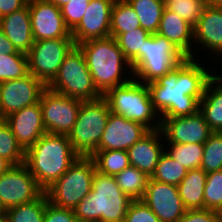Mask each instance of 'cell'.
Segmentation results:
<instances>
[{
	"label": "cell",
	"instance_id": "1",
	"mask_svg": "<svg viewBox=\"0 0 222 222\" xmlns=\"http://www.w3.org/2000/svg\"><path fill=\"white\" fill-rule=\"evenodd\" d=\"M204 61L187 58L166 75L147 84L153 107L161 118L190 116L199 110L207 83L219 70V67L211 69L210 61L207 65Z\"/></svg>",
	"mask_w": 222,
	"mask_h": 222
},
{
	"label": "cell",
	"instance_id": "2",
	"mask_svg": "<svg viewBox=\"0 0 222 222\" xmlns=\"http://www.w3.org/2000/svg\"><path fill=\"white\" fill-rule=\"evenodd\" d=\"M79 158L68 135L44 134L25 151L24 164L45 191Z\"/></svg>",
	"mask_w": 222,
	"mask_h": 222
},
{
	"label": "cell",
	"instance_id": "3",
	"mask_svg": "<svg viewBox=\"0 0 222 222\" xmlns=\"http://www.w3.org/2000/svg\"><path fill=\"white\" fill-rule=\"evenodd\" d=\"M77 46L84 53L94 84L102 95L133 79L132 67L114 37L92 39Z\"/></svg>",
	"mask_w": 222,
	"mask_h": 222
},
{
	"label": "cell",
	"instance_id": "4",
	"mask_svg": "<svg viewBox=\"0 0 222 222\" xmlns=\"http://www.w3.org/2000/svg\"><path fill=\"white\" fill-rule=\"evenodd\" d=\"M131 202L114 176L95 170L92 190L78 203L74 212L79 222H124Z\"/></svg>",
	"mask_w": 222,
	"mask_h": 222
},
{
	"label": "cell",
	"instance_id": "5",
	"mask_svg": "<svg viewBox=\"0 0 222 222\" xmlns=\"http://www.w3.org/2000/svg\"><path fill=\"white\" fill-rule=\"evenodd\" d=\"M103 98L111 113L140 123L149 131L160 129L161 117L153 107L147 84L133 78L108 90Z\"/></svg>",
	"mask_w": 222,
	"mask_h": 222
},
{
	"label": "cell",
	"instance_id": "6",
	"mask_svg": "<svg viewBox=\"0 0 222 222\" xmlns=\"http://www.w3.org/2000/svg\"><path fill=\"white\" fill-rule=\"evenodd\" d=\"M47 88L81 101H93L103 97L94 84L84 53L76 45L66 55L57 75Z\"/></svg>",
	"mask_w": 222,
	"mask_h": 222
},
{
	"label": "cell",
	"instance_id": "7",
	"mask_svg": "<svg viewBox=\"0 0 222 222\" xmlns=\"http://www.w3.org/2000/svg\"><path fill=\"white\" fill-rule=\"evenodd\" d=\"M110 113L103 97L81 102L76 122L68 134L72 148L79 157H91L96 152Z\"/></svg>",
	"mask_w": 222,
	"mask_h": 222
},
{
	"label": "cell",
	"instance_id": "8",
	"mask_svg": "<svg viewBox=\"0 0 222 222\" xmlns=\"http://www.w3.org/2000/svg\"><path fill=\"white\" fill-rule=\"evenodd\" d=\"M96 166L91 157H79L69 169L44 192L48 201L59 208L74 210L91 190Z\"/></svg>",
	"mask_w": 222,
	"mask_h": 222
},
{
	"label": "cell",
	"instance_id": "9",
	"mask_svg": "<svg viewBox=\"0 0 222 222\" xmlns=\"http://www.w3.org/2000/svg\"><path fill=\"white\" fill-rule=\"evenodd\" d=\"M188 57L172 42L157 33L152 34L144 46V57L133 67V78L148 84L166 75Z\"/></svg>",
	"mask_w": 222,
	"mask_h": 222
},
{
	"label": "cell",
	"instance_id": "10",
	"mask_svg": "<svg viewBox=\"0 0 222 222\" xmlns=\"http://www.w3.org/2000/svg\"><path fill=\"white\" fill-rule=\"evenodd\" d=\"M203 51H205L206 56H208L207 58H204V55H201L204 54L201 53ZM200 57H202L203 60L206 59V61H210V63L213 62L210 64L212 67H219L218 63L219 65L221 64L222 6L206 5L202 12V16L194 26L193 59L201 60ZM215 63L217 66L213 65Z\"/></svg>",
	"mask_w": 222,
	"mask_h": 222
},
{
	"label": "cell",
	"instance_id": "11",
	"mask_svg": "<svg viewBox=\"0 0 222 222\" xmlns=\"http://www.w3.org/2000/svg\"><path fill=\"white\" fill-rule=\"evenodd\" d=\"M74 46L73 39L35 41L27 53L29 73L47 86L57 75L64 58Z\"/></svg>",
	"mask_w": 222,
	"mask_h": 222
},
{
	"label": "cell",
	"instance_id": "12",
	"mask_svg": "<svg viewBox=\"0 0 222 222\" xmlns=\"http://www.w3.org/2000/svg\"><path fill=\"white\" fill-rule=\"evenodd\" d=\"M39 102L47 133L68 135L76 122L82 101L46 88Z\"/></svg>",
	"mask_w": 222,
	"mask_h": 222
},
{
	"label": "cell",
	"instance_id": "13",
	"mask_svg": "<svg viewBox=\"0 0 222 222\" xmlns=\"http://www.w3.org/2000/svg\"><path fill=\"white\" fill-rule=\"evenodd\" d=\"M43 192L24 163L13 165L0 176V209L32 202Z\"/></svg>",
	"mask_w": 222,
	"mask_h": 222
},
{
	"label": "cell",
	"instance_id": "14",
	"mask_svg": "<svg viewBox=\"0 0 222 222\" xmlns=\"http://www.w3.org/2000/svg\"><path fill=\"white\" fill-rule=\"evenodd\" d=\"M47 86L32 74L0 83V119L38 103Z\"/></svg>",
	"mask_w": 222,
	"mask_h": 222
},
{
	"label": "cell",
	"instance_id": "15",
	"mask_svg": "<svg viewBox=\"0 0 222 222\" xmlns=\"http://www.w3.org/2000/svg\"><path fill=\"white\" fill-rule=\"evenodd\" d=\"M34 41L73 39L65 25L61 8L45 0H28Z\"/></svg>",
	"mask_w": 222,
	"mask_h": 222
},
{
	"label": "cell",
	"instance_id": "16",
	"mask_svg": "<svg viewBox=\"0 0 222 222\" xmlns=\"http://www.w3.org/2000/svg\"><path fill=\"white\" fill-rule=\"evenodd\" d=\"M160 130L165 143L204 144L213 133L198 110L190 116L161 118Z\"/></svg>",
	"mask_w": 222,
	"mask_h": 222
},
{
	"label": "cell",
	"instance_id": "17",
	"mask_svg": "<svg viewBox=\"0 0 222 222\" xmlns=\"http://www.w3.org/2000/svg\"><path fill=\"white\" fill-rule=\"evenodd\" d=\"M142 201L161 222H178L187 210L178 194L177 186L151 178Z\"/></svg>",
	"mask_w": 222,
	"mask_h": 222
},
{
	"label": "cell",
	"instance_id": "18",
	"mask_svg": "<svg viewBox=\"0 0 222 222\" xmlns=\"http://www.w3.org/2000/svg\"><path fill=\"white\" fill-rule=\"evenodd\" d=\"M115 0H90L80 23L71 31L75 45L110 36L111 10Z\"/></svg>",
	"mask_w": 222,
	"mask_h": 222
},
{
	"label": "cell",
	"instance_id": "19",
	"mask_svg": "<svg viewBox=\"0 0 222 222\" xmlns=\"http://www.w3.org/2000/svg\"><path fill=\"white\" fill-rule=\"evenodd\" d=\"M149 130L142 124L110 113L96 151L125 150L143 138Z\"/></svg>",
	"mask_w": 222,
	"mask_h": 222
},
{
	"label": "cell",
	"instance_id": "20",
	"mask_svg": "<svg viewBox=\"0 0 222 222\" xmlns=\"http://www.w3.org/2000/svg\"><path fill=\"white\" fill-rule=\"evenodd\" d=\"M18 144L24 151L34 145L47 133L43 120L40 102L16 111L4 118Z\"/></svg>",
	"mask_w": 222,
	"mask_h": 222
},
{
	"label": "cell",
	"instance_id": "21",
	"mask_svg": "<svg viewBox=\"0 0 222 222\" xmlns=\"http://www.w3.org/2000/svg\"><path fill=\"white\" fill-rule=\"evenodd\" d=\"M164 150L165 142L161 130L149 131L127 150L130 166L151 177Z\"/></svg>",
	"mask_w": 222,
	"mask_h": 222
},
{
	"label": "cell",
	"instance_id": "22",
	"mask_svg": "<svg viewBox=\"0 0 222 222\" xmlns=\"http://www.w3.org/2000/svg\"><path fill=\"white\" fill-rule=\"evenodd\" d=\"M0 29L18 51L27 54L35 42L28 3L23 8L0 17Z\"/></svg>",
	"mask_w": 222,
	"mask_h": 222
},
{
	"label": "cell",
	"instance_id": "23",
	"mask_svg": "<svg viewBox=\"0 0 222 222\" xmlns=\"http://www.w3.org/2000/svg\"><path fill=\"white\" fill-rule=\"evenodd\" d=\"M157 34L177 46L188 58H193L194 27L165 7Z\"/></svg>",
	"mask_w": 222,
	"mask_h": 222
},
{
	"label": "cell",
	"instance_id": "24",
	"mask_svg": "<svg viewBox=\"0 0 222 222\" xmlns=\"http://www.w3.org/2000/svg\"><path fill=\"white\" fill-rule=\"evenodd\" d=\"M199 111L212 132H222V74L220 71L208 81L204 95L199 101Z\"/></svg>",
	"mask_w": 222,
	"mask_h": 222
},
{
	"label": "cell",
	"instance_id": "25",
	"mask_svg": "<svg viewBox=\"0 0 222 222\" xmlns=\"http://www.w3.org/2000/svg\"><path fill=\"white\" fill-rule=\"evenodd\" d=\"M207 173L201 168L188 170L177 185L178 194L187 210L204 209V188Z\"/></svg>",
	"mask_w": 222,
	"mask_h": 222
},
{
	"label": "cell",
	"instance_id": "26",
	"mask_svg": "<svg viewBox=\"0 0 222 222\" xmlns=\"http://www.w3.org/2000/svg\"><path fill=\"white\" fill-rule=\"evenodd\" d=\"M139 17L141 28L157 33L166 7L163 0H126Z\"/></svg>",
	"mask_w": 222,
	"mask_h": 222
},
{
	"label": "cell",
	"instance_id": "27",
	"mask_svg": "<svg viewBox=\"0 0 222 222\" xmlns=\"http://www.w3.org/2000/svg\"><path fill=\"white\" fill-rule=\"evenodd\" d=\"M141 27L139 17L126 0H115L111 10L110 36L118 35Z\"/></svg>",
	"mask_w": 222,
	"mask_h": 222
},
{
	"label": "cell",
	"instance_id": "28",
	"mask_svg": "<svg viewBox=\"0 0 222 222\" xmlns=\"http://www.w3.org/2000/svg\"><path fill=\"white\" fill-rule=\"evenodd\" d=\"M152 34L139 27L135 30L118 35L115 40L123 52L124 57L133 67L142 57H144L145 41Z\"/></svg>",
	"mask_w": 222,
	"mask_h": 222
},
{
	"label": "cell",
	"instance_id": "29",
	"mask_svg": "<svg viewBox=\"0 0 222 222\" xmlns=\"http://www.w3.org/2000/svg\"><path fill=\"white\" fill-rule=\"evenodd\" d=\"M114 177L119 188L132 201L143 199L150 178L146 173L140 171L136 167L129 166Z\"/></svg>",
	"mask_w": 222,
	"mask_h": 222
},
{
	"label": "cell",
	"instance_id": "30",
	"mask_svg": "<svg viewBox=\"0 0 222 222\" xmlns=\"http://www.w3.org/2000/svg\"><path fill=\"white\" fill-rule=\"evenodd\" d=\"M48 198L43 192L32 202L12 207L3 212V217L8 222H44L45 209Z\"/></svg>",
	"mask_w": 222,
	"mask_h": 222
},
{
	"label": "cell",
	"instance_id": "31",
	"mask_svg": "<svg viewBox=\"0 0 222 222\" xmlns=\"http://www.w3.org/2000/svg\"><path fill=\"white\" fill-rule=\"evenodd\" d=\"M91 158L97 171L110 176H115L130 166L128 153L125 150L96 151Z\"/></svg>",
	"mask_w": 222,
	"mask_h": 222
},
{
	"label": "cell",
	"instance_id": "32",
	"mask_svg": "<svg viewBox=\"0 0 222 222\" xmlns=\"http://www.w3.org/2000/svg\"><path fill=\"white\" fill-rule=\"evenodd\" d=\"M203 144L165 143V151L187 170L201 167Z\"/></svg>",
	"mask_w": 222,
	"mask_h": 222
},
{
	"label": "cell",
	"instance_id": "33",
	"mask_svg": "<svg viewBox=\"0 0 222 222\" xmlns=\"http://www.w3.org/2000/svg\"><path fill=\"white\" fill-rule=\"evenodd\" d=\"M188 170L164 152L159 157L151 179L177 186L186 176Z\"/></svg>",
	"mask_w": 222,
	"mask_h": 222
},
{
	"label": "cell",
	"instance_id": "34",
	"mask_svg": "<svg viewBox=\"0 0 222 222\" xmlns=\"http://www.w3.org/2000/svg\"><path fill=\"white\" fill-rule=\"evenodd\" d=\"M29 74L27 54H0V83Z\"/></svg>",
	"mask_w": 222,
	"mask_h": 222
},
{
	"label": "cell",
	"instance_id": "35",
	"mask_svg": "<svg viewBox=\"0 0 222 222\" xmlns=\"http://www.w3.org/2000/svg\"><path fill=\"white\" fill-rule=\"evenodd\" d=\"M0 156L12 165L24 163L25 151L18 144L16 137L4 119H0Z\"/></svg>",
	"mask_w": 222,
	"mask_h": 222
},
{
	"label": "cell",
	"instance_id": "36",
	"mask_svg": "<svg viewBox=\"0 0 222 222\" xmlns=\"http://www.w3.org/2000/svg\"><path fill=\"white\" fill-rule=\"evenodd\" d=\"M203 147L200 168L206 173L222 170V132H213Z\"/></svg>",
	"mask_w": 222,
	"mask_h": 222
},
{
	"label": "cell",
	"instance_id": "37",
	"mask_svg": "<svg viewBox=\"0 0 222 222\" xmlns=\"http://www.w3.org/2000/svg\"><path fill=\"white\" fill-rule=\"evenodd\" d=\"M206 3L204 0H173L166 7L187 21L193 27L202 16Z\"/></svg>",
	"mask_w": 222,
	"mask_h": 222
},
{
	"label": "cell",
	"instance_id": "38",
	"mask_svg": "<svg viewBox=\"0 0 222 222\" xmlns=\"http://www.w3.org/2000/svg\"><path fill=\"white\" fill-rule=\"evenodd\" d=\"M204 208L217 211L222 205V170L207 173Z\"/></svg>",
	"mask_w": 222,
	"mask_h": 222
},
{
	"label": "cell",
	"instance_id": "39",
	"mask_svg": "<svg viewBox=\"0 0 222 222\" xmlns=\"http://www.w3.org/2000/svg\"><path fill=\"white\" fill-rule=\"evenodd\" d=\"M90 0H70L61 7V13L67 28L72 31L83 18Z\"/></svg>",
	"mask_w": 222,
	"mask_h": 222
},
{
	"label": "cell",
	"instance_id": "40",
	"mask_svg": "<svg viewBox=\"0 0 222 222\" xmlns=\"http://www.w3.org/2000/svg\"><path fill=\"white\" fill-rule=\"evenodd\" d=\"M124 222H161L151 209L142 201H132L126 211Z\"/></svg>",
	"mask_w": 222,
	"mask_h": 222
},
{
	"label": "cell",
	"instance_id": "41",
	"mask_svg": "<svg viewBox=\"0 0 222 222\" xmlns=\"http://www.w3.org/2000/svg\"><path fill=\"white\" fill-rule=\"evenodd\" d=\"M44 222H79L75 216L74 210L59 208L47 203L45 209Z\"/></svg>",
	"mask_w": 222,
	"mask_h": 222
},
{
	"label": "cell",
	"instance_id": "42",
	"mask_svg": "<svg viewBox=\"0 0 222 222\" xmlns=\"http://www.w3.org/2000/svg\"><path fill=\"white\" fill-rule=\"evenodd\" d=\"M178 222H221L220 216L214 210L190 209Z\"/></svg>",
	"mask_w": 222,
	"mask_h": 222
},
{
	"label": "cell",
	"instance_id": "43",
	"mask_svg": "<svg viewBox=\"0 0 222 222\" xmlns=\"http://www.w3.org/2000/svg\"><path fill=\"white\" fill-rule=\"evenodd\" d=\"M28 0H0V17L23 8Z\"/></svg>",
	"mask_w": 222,
	"mask_h": 222
},
{
	"label": "cell",
	"instance_id": "44",
	"mask_svg": "<svg viewBox=\"0 0 222 222\" xmlns=\"http://www.w3.org/2000/svg\"><path fill=\"white\" fill-rule=\"evenodd\" d=\"M0 54H26L16 49L14 44L5 36L0 29Z\"/></svg>",
	"mask_w": 222,
	"mask_h": 222
},
{
	"label": "cell",
	"instance_id": "45",
	"mask_svg": "<svg viewBox=\"0 0 222 222\" xmlns=\"http://www.w3.org/2000/svg\"><path fill=\"white\" fill-rule=\"evenodd\" d=\"M11 166H13L8 160L0 156V176L5 173Z\"/></svg>",
	"mask_w": 222,
	"mask_h": 222
},
{
	"label": "cell",
	"instance_id": "46",
	"mask_svg": "<svg viewBox=\"0 0 222 222\" xmlns=\"http://www.w3.org/2000/svg\"><path fill=\"white\" fill-rule=\"evenodd\" d=\"M49 3L55 4L56 6H58L59 8H61L62 6H64L66 3H68L70 0H45Z\"/></svg>",
	"mask_w": 222,
	"mask_h": 222
},
{
	"label": "cell",
	"instance_id": "47",
	"mask_svg": "<svg viewBox=\"0 0 222 222\" xmlns=\"http://www.w3.org/2000/svg\"><path fill=\"white\" fill-rule=\"evenodd\" d=\"M206 5H218L222 6V0H204Z\"/></svg>",
	"mask_w": 222,
	"mask_h": 222
},
{
	"label": "cell",
	"instance_id": "48",
	"mask_svg": "<svg viewBox=\"0 0 222 222\" xmlns=\"http://www.w3.org/2000/svg\"><path fill=\"white\" fill-rule=\"evenodd\" d=\"M216 212L220 216V219L222 221V205H221V207Z\"/></svg>",
	"mask_w": 222,
	"mask_h": 222
},
{
	"label": "cell",
	"instance_id": "49",
	"mask_svg": "<svg viewBox=\"0 0 222 222\" xmlns=\"http://www.w3.org/2000/svg\"><path fill=\"white\" fill-rule=\"evenodd\" d=\"M0 222H8L3 216L0 217Z\"/></svg>",
	"mask_w": 222,
	"mask_h": 222
},
{
	"label": "cell",
	"instance_id": "50",
	"mask_svg": "<svg viewBox=\"0 0 222 222\" xmlns=\"http://www.w3.org/2000/svg\"><path fill=\"white\" fill-rule=\"evenodd\" d=\"M165 5H167L169 2H172L173 0H163Z\"/></svg>",
	"mask_w": 222,
	"mask_h": 222
},
{
	"label": "cell",
	"instance_id": "51",
	"mask_svg": "<svg viewBox=\"0 0 222 222\" xmlns=\"http://www.w3.org/2000/svg\"><path fill=\"white\" fill-rule=\"evenodd\" d=\"M3 216V212L1 211V209H0V217H2Z\"/></svg>",
	"mask_w": 222,
	"mask_h": 222
}]
</instances>
